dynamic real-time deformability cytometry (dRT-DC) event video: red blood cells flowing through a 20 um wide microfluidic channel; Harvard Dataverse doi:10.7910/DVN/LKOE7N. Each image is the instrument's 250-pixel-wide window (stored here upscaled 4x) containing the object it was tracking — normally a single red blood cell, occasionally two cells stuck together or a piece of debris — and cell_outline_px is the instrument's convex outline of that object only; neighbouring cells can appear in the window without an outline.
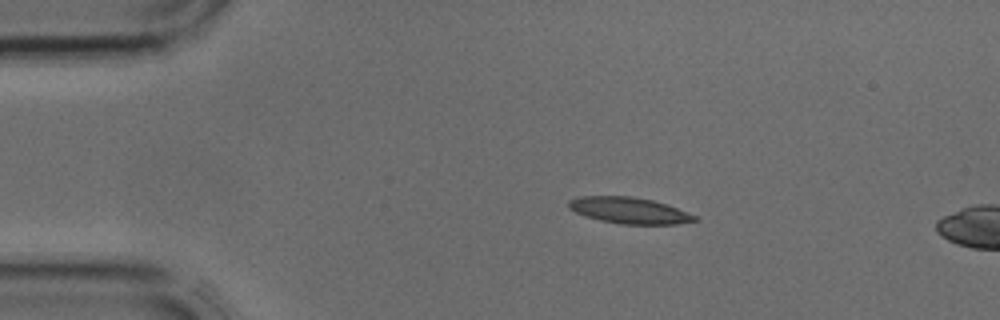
{"species": "common noctule bat (a hibernating species)", "species_latin": "Nyctalus noctula", "temperature_condition": "cold", "stored_images_in_passage": 2, "camera_frame_rate_fps": 3000, "um_per_image_px": 0.085, "animal": {"sex": "male", "body_mass_g": 17.9, "forearm_length_mm": 54.2}, "frame": {"image": 1, "passage_image": 1, "time_ms": 0.0, "image_size_px": [1000, 320], "cell_outline_px": [[700, 220], [676, 224], [620, 224], [600, 220], [576, 212], [568, 208], [568, 200], [580, 196], [632, 196], [652, 200], [668, 204], [696, 216]], "centroid_in_image_um": [53.5, 17.88], "position_along_channel_um": 31.5, "area_um2": 19.25}}